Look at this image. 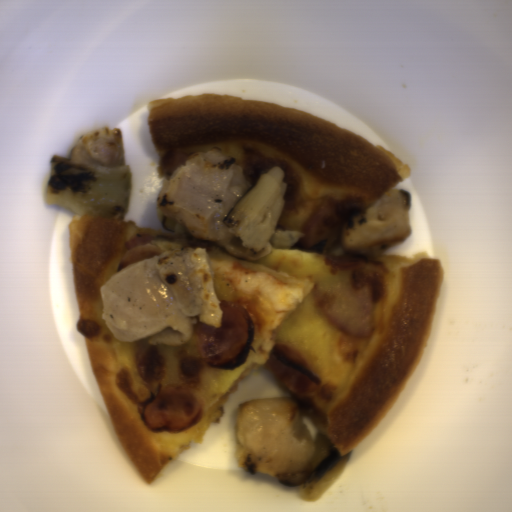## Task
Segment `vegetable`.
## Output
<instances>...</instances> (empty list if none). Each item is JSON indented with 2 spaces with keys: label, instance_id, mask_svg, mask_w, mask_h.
I'll list each match as a JSON object with an SVG mask.
<instances>
[{
  "label": "vegetable",
  "instance_id": "1",
  "mask_svg": "<svg viewBox=\"0 0 512 512\" xmlns=\"http://www.w3.org/2000/svg\"><path fill=\"white\" fill-rule=\"evenodd\" d=\"M41 199L77 215L116 217L128 210L129 166L87 164L56 154L48 160Z\"/></svg>",
  "mask_w": 512,
  "mask_h": 512
},
{
  "label": "vegetable",
  "instance_id": "3",
  "mask_svg": "<svg viewBox=\"0 0 512 512\" xmlns=\"http://www.w3.org/2000/svg\"><path fill=\"white\" fill-rule=\"evenodd\" d=\"M313 442L314 458L305 472L277 476L280 484L294 487L297 496L306 502L324 497L343 476L351 457L350 450L341 455L318 427Z\"/></svg>",
  "mask_w": 512,
  "mask_h": 512
},
{
  "label": "vegetable",
  "instance_id": "2",
  "mask_svg": "<svg viewBox=\"0 0 512 512\" xmlns=\"http://www.w3.org/2000/svg\"><path fill=\"white\" fill-rule=\"evenodd\" d=\"M285 174L282 167L268 169L224 217L226 228L250 252L264 250L275 233L286 205Z\"/></svg>",
  "mask_w": 512,
  "mask_h": 512
}]
</instances>
